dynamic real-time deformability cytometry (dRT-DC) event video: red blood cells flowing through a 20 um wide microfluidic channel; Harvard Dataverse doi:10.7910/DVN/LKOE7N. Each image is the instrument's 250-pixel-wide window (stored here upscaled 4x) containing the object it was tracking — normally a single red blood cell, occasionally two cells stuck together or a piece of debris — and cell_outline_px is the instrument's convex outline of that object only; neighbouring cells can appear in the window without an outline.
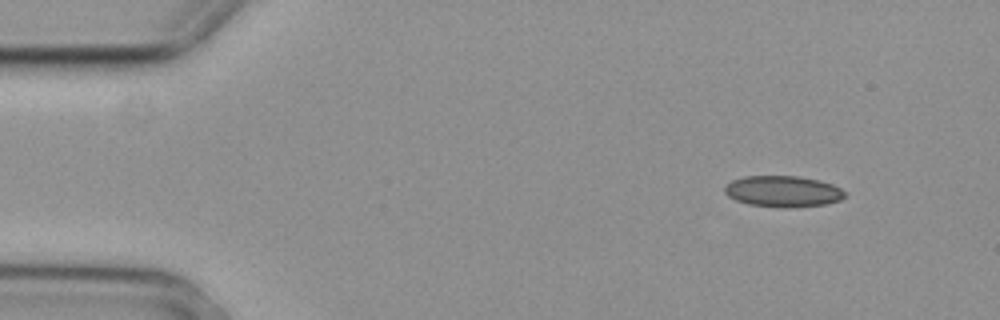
{"species": "common noctule bat (a hibernating species)", "species_latin": "Nyctalus noctula", "temperature_condition": "cold", "stored_images_in_passage": 5, "camera_frame_rate_fps": 3000, "um_per_image_px": 0.085, "animal": {"sex": "female", "body_mass_g": 29.2, "forearm_length_mm": 56.3}, "frame": {"image": 1, "passage_image": 1, "time_ms": 0.0, "image_size_px": [1000, 320], "cell_outline_px": [[844, 196], [840, 200], [828, 204], [792, 208], [784, 208], [748, 204], [736, 200], [728, 196], [724, 192], [724, 188], [732, 180], [744, 176], [796, 176], [820, 180], [832, 184], [840, 188], [844, 192]], "centroid_in_image_um": [66.55, 16.27], "position_along_channel_um": 18.4, "area_um2": 21.91}}